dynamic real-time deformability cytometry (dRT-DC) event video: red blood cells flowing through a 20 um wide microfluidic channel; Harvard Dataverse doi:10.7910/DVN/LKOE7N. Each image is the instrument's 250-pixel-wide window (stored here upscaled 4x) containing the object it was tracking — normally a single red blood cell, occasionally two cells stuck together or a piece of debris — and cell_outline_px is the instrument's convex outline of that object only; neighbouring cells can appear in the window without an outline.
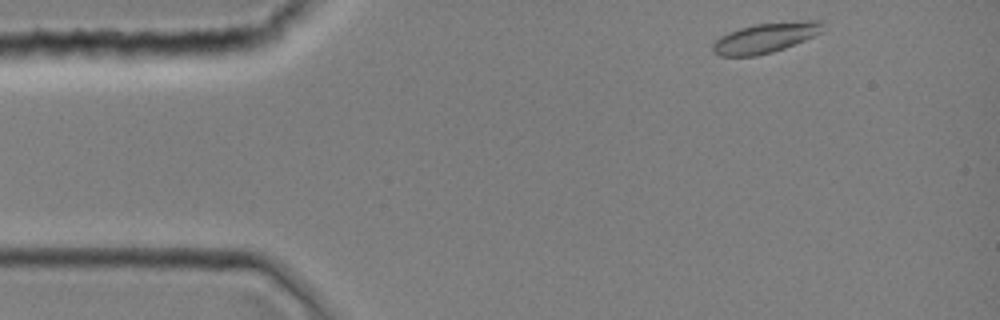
{"species": "common noctule bat (a hibernating species)", "species_latin": "Nyctalus noctula", "temperature_condition": "room temperature", "stored_images_in_passage": 7, "camera_frame_rate_fps": 3000, "um_per_image_px": 0.085, "animal": {"sex": "female", "body_mass_g": 19.0, "forearm_length_mm": 51.5}, "frame": {"image": 1, "passage_image": 1, "time_ms": 0.0, "image_size_px": [1000, 320], "cell_outline_px": [[824, 20], [820, 32], [804, 40], [784, 48], [772, 52], [756, 56], [720, 56], [712, 52], [712, 44], [720, 36], [728, 32], [740, 28], [756, 24], [808, 20]], "centroid_in_image_um": [65.01, 3.22], "position_along_channel_um": 20.0, "area_um2": 19.07}}
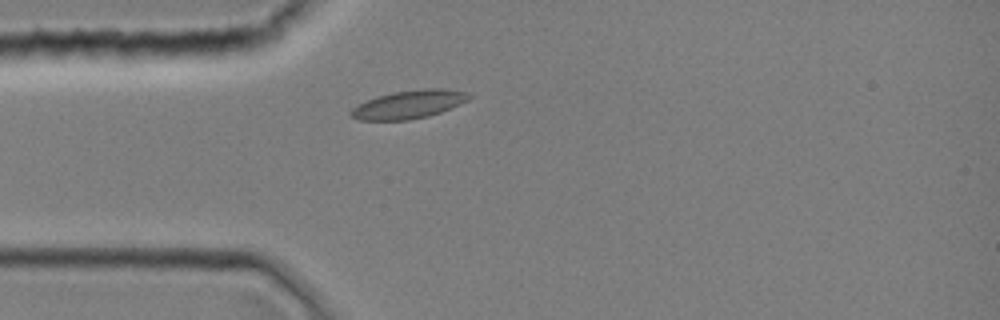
{"frame": {"image": 2, "passage_image": 7, "time_ms": 2.0, "image_size_px": [1000, 320], "cell_outline_px": [[472, 96], [468, 100], [440, 112], [428, 116], [408, 120], [360, 120], [352, 116], [348, 112], [352, 108], [376, 96], [392, 92], [424, 88], [444, 88], [468, 92]], "centroid_in_image_um": [34.76, 8.86], "position_along_channel_um": 50.2, "area_um2": 19.36}}